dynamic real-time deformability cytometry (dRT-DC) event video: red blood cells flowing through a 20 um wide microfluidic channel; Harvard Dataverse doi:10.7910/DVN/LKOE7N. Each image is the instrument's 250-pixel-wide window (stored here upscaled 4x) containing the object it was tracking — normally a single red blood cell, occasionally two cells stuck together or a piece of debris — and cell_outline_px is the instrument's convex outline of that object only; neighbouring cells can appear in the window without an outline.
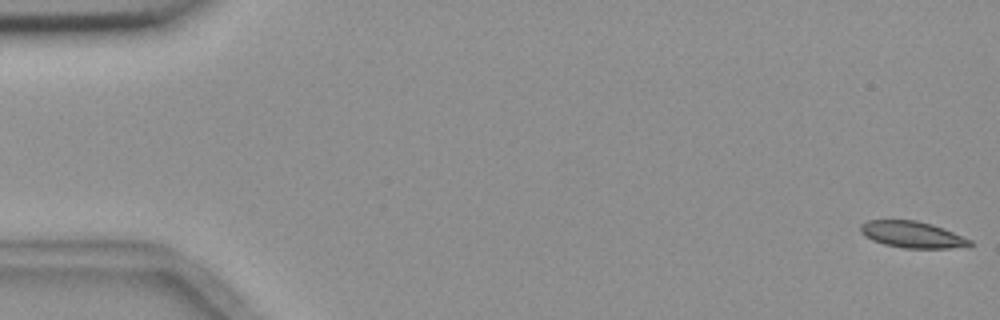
{"species": "common noctule bat (a hibernating species)", "species_latin": "Nyctalus noctula", "temperature_condition": "room temperature", "stored_images_in_passage": 2, "camera_frame_rate_fps": 3000, "um_per_image_px": 0.085, "animal": {"sex": "female", "body_mass_g": 18.4}, "frame": {"image": 1, "passage_image": 2, "time_ms": 1.0, "image_size_px": [1000, 320], "cell_outline_px": [[976, 244], [968, 248], [904, 248], [884, 244], [872, 240], [864, 236], [860, 232], [860, 224], [868, 220], [916, 220], [932, 224], [944, 228], [972, 240]], "centroid_in_image_um": [77.6, 19.95], "position_along_channel_um": 7.4, "area_um2": 17.22}}